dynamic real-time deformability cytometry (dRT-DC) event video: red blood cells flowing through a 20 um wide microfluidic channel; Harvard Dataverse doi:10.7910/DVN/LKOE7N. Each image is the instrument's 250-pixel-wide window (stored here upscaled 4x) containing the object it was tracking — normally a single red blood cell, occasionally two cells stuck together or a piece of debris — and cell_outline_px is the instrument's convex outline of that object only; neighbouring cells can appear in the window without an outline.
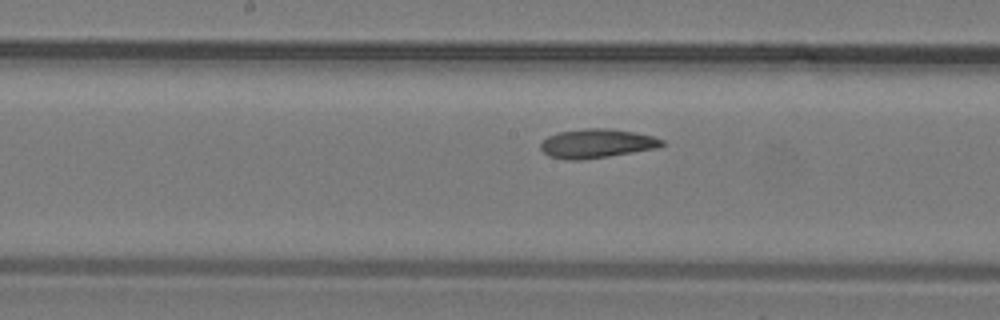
{"species": "common noctule bat (a hibernating species)", "species_latin": "Nyctalus noctula", "temperature_condition": "warm", "stored_images_in_passage": 9, "segment_of_instrument_passage": [2, 2], "camera_frame_rate_fps": 3000, "um_per_image_px": 0.085, "animal": {"sex": "male", "body_mass_g": 19.2, "forearm_length_mm": 51.8}, "frame": {"image": 1, "passage_image": 9, "time_ms": 2.667, "image_size_px": [1000, 320], "cell_outline_px": [[664, 144], [656, 148], [584, 160], [568, 160], [548, 156], [540, 148], [540, 144], [548, 136], [560, 132], [584, 128], [608, 128], [632, 132], [652, 136], [664, 140]], "centroid_in_image_um": [50.69, 12.2], "position_along_channel_um": 197.5, "area_um2": 20.35}}